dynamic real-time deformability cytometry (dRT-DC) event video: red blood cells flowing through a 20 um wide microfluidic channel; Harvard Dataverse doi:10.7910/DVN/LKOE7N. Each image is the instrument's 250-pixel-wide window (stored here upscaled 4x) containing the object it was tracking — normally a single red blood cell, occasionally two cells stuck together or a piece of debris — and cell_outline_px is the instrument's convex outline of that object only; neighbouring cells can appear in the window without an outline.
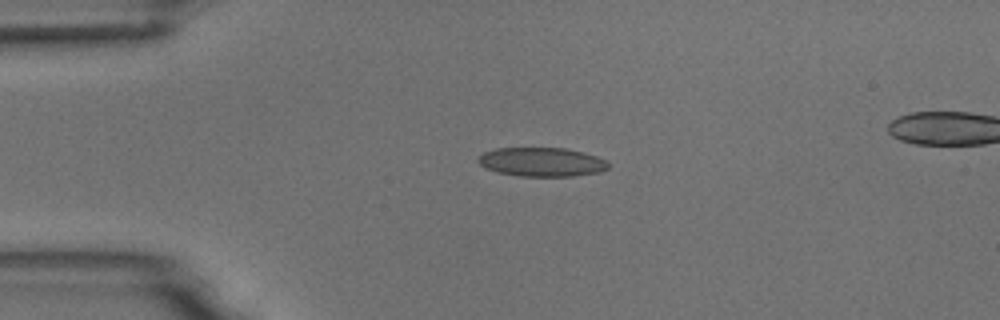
{"species": "common noctule bat (a hibernating species)", "species_latin": "Nyctalus noctula", "temperature_condition": "room temperature", "stored_images_in_passage": 42, "camera_frame_rate_fps": 3000, "um_per_image_px": 0.085, "animal": {"sex": "male", "body_mass_g": 18.8}, "frame": {"image": 1, "passage_image": 1, "time_ms": 0.0, "image_size_px": [1000, 320], "cell_outline_px": [[608, 168], [600, 172], [572, 176], [520, 176], [496, 172], [484, 168], [476, 160], [484, 152], [496, 148], [564, 148], [584, 152], [596, 156], [604, 160], [608, 164]], "centroid_in_image_um": [46.01, 13.77], "position_along_channel_um": 39.0, "area_um2": 21.96}}
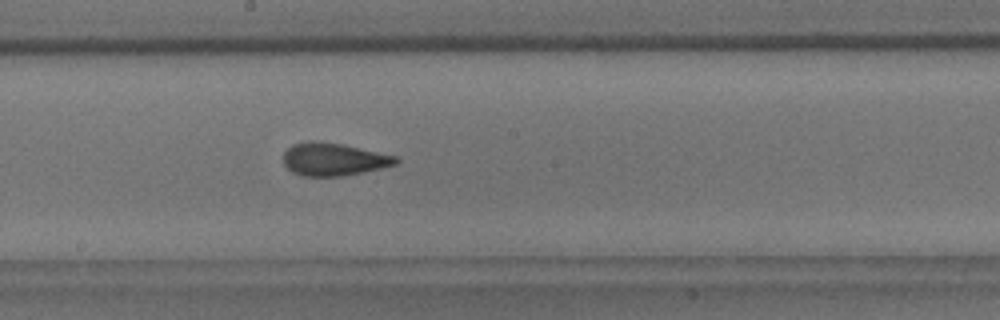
{"frame": {"image": 2, "passage_image": 18, "time_ms": 5.667, "image_size_px": [1000, 320], "cell_outline_px": [[400, 160], [396, 164], [364, 172], [344, 176], [304, 176], [292, 172], [284, 164], [284, 152], [292, 144], [312, 140], [320, 140], [340, 144], [396, 156]], "centroid_in_image_um": [28.33, 13.54], "position_along_channel_um": 219.9, "area_um2": 21.39}}
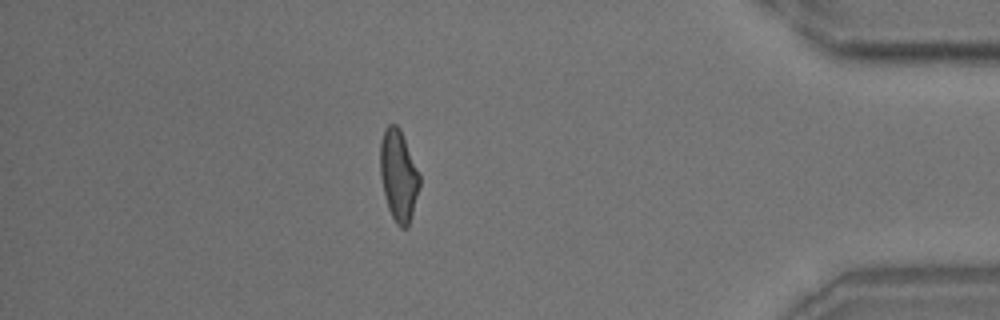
{"frame": {"image": 3, "passage_image": 36, "time_ms": 11.667, "image_size_px": [1000, 320], "cell_outline_px": [[420, 184], [408, 228], [400, 228], [396, 224], [388, 208], [380, 176], [380, 144], [384, 128], [388, 124], [396, 124], [400, 128], [420, 176]], "centroid_in_image_um": [33.86, 14.91], "position_along_channel_um": 401.3, "area_um2": 20.81}}